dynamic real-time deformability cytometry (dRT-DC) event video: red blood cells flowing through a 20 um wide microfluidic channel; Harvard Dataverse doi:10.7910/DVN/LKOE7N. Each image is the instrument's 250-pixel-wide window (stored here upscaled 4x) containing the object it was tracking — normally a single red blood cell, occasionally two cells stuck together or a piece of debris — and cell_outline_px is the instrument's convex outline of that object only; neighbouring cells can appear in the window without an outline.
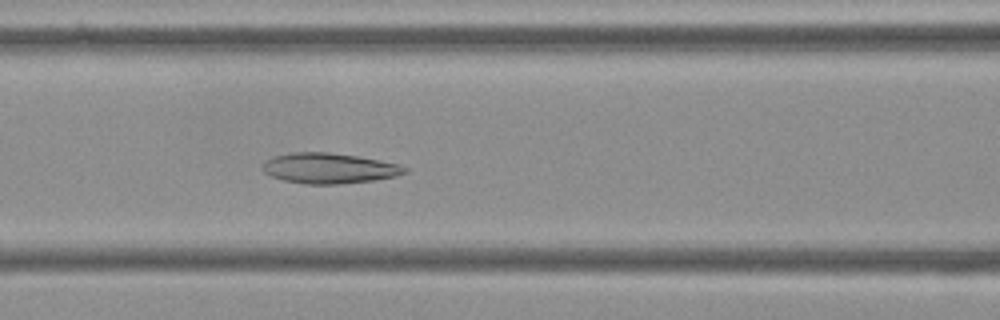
{"species": "Egyptian fruit bat (a non-hibernating species)", "species_latin": "Rousettus aegyptiacus", "temperature_condition": "cold", "stored_images_in_passage": 55, "camera_frame_rate_fps": 3000, "um_per_image_px": 0.085, "frame": {"image": 1, "passage_image": 23, "time_ms": 7.333, "image_size_px": [1000, 320], "cell_outline_px": [[408, 172], [396, 176], [372, 180], [340, 184], [304, 184], [284, 180], [272, 176], [264, 172], [264, 164], [268, 160], [276, 156], [288, 152], [328, 152], [356, 156], [380, 160], [396, 164], [408, 168]], "centroid_in_image_um": [28.0, 14.3], "position_along_channel_um": 138.6, "area_um2": 24.91}}
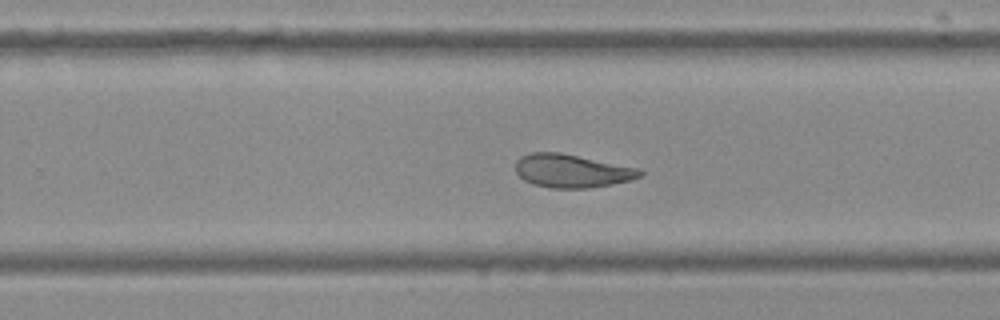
{"frame": {"image": 2, "passage_image": 35, "time_ms": 11.333, "image_size_px": [1000, 320], "cell_outline_px": [[644, 172], [640, 176], [632, 180], [612, 184], [588, 188], [552, 188], [532, 184], [524, 180], [516, 172], [516, 160], [520, 156], [532, 152], [560, 152], [640, 168]], "centroid_in_image_um": [48.61, 14.52], "position_along_channel_um": 281.2, "area_um2": 24.28}}
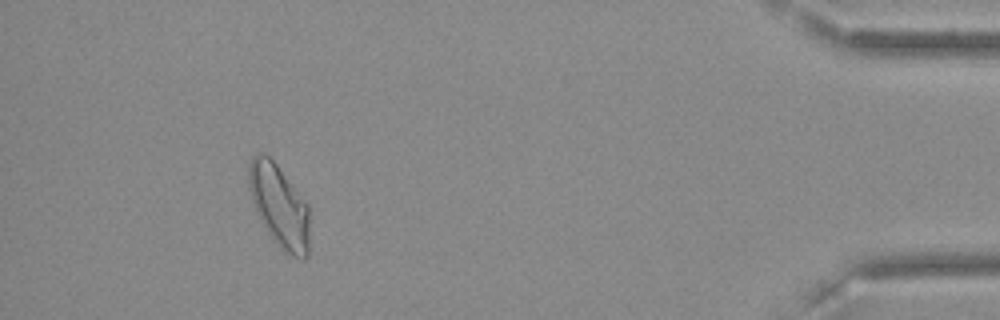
{"frame": {"image": 3, "passage_image": 51, "time_ms": 16.667, "image_size_px": [1000, 320], "cell_outline_px": [[308, 256], [304, 260], [300, 260], [284, 252], [272, 240], [260, 220], [256, 212], [248, 188], [248, 164], [252, 156], [260, 152], [268, 156], [276, 164], [308, 204]], "centroid_in_image_um": [23.71, 17.53], "position_along_channel_um": 411.5, "area_um2": 29.42}, "authors_computed_cell_mechanics": {"area_um2": 26.9926, "velocity_mm_per_s": 3.5747, "shape_relaxation_time_tau1_ms": null, "shape_relaxation_time_tau2_ms": 2.796, "deformation_change_tau1": null, "deformation_change_tau2": 0.0869}}